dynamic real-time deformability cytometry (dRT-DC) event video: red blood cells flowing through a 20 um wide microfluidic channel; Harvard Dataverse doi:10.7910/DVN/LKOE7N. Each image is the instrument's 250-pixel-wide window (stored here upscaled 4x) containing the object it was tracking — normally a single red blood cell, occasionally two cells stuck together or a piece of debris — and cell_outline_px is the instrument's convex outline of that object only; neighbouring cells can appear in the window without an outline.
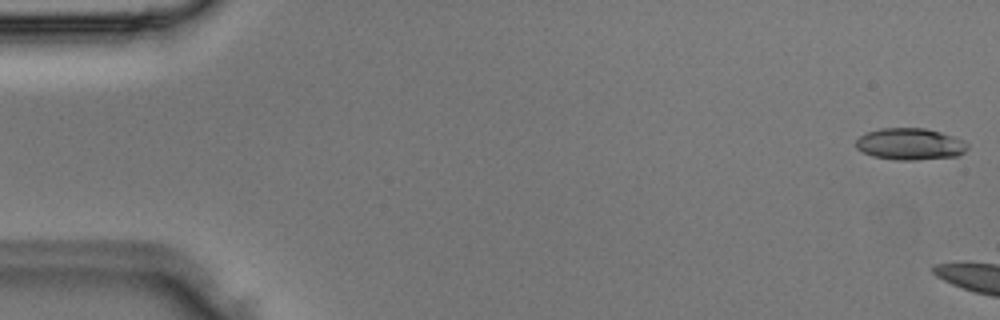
{"species": "Egyptian fruit bat (a non-hibernating species)", "species_latin": "Rousettus aegyptiacus", "temperature_condition": "room temperature", "stored_images_in_passage": 6, "camera_frame_rate_fps": 3000, "um_per_image_px": 0.085, "animal": {"sex": "male"}, "frame": {"image": 1, "passage_image": 1, "time_ms": 0.0, "image_size_px": [1000, 320], "cell_outline_px": [[968, 148], [964, 152], [956, 156], [916, 160], [896, 160], [872, 156], [856, 148], [856, 140], [860, 136], [868, 132], [880, 128], [924, 128], [940, 132], [964, 140], [968, 144]], "centroid_in_image_um": [77.36, 12.25], "position_along_channel_um": 7.6, "area_um2": 20.58}}